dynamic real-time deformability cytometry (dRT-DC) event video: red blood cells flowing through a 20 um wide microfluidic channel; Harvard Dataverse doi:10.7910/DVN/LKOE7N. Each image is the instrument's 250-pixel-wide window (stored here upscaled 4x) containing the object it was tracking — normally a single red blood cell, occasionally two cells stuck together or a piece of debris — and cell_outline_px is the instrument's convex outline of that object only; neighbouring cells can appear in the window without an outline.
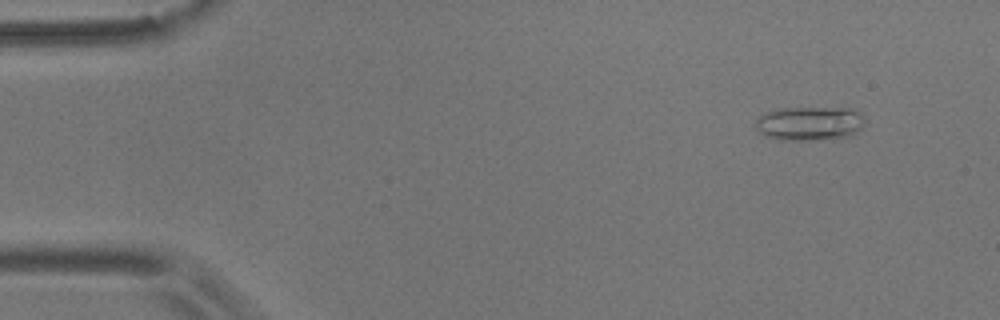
{"species": "common noctule bat (a hibernating species)", "species_latin": "Nyctalus noctula", "temperature_condition": "room temperature", "stored_images_in_passage": 43, "camera_frame_rate_fps": 3000, "um_per_image_px": 0.085, "animal": {"sex": "male", "body_mass_g": 17.9}, "frame": {"image": 1, "passage_image": 1, "time_ms": 0.0, "image_size_px": [1000, 320], "cell_outline_px": [[864, 124], [852, 136], [808, 140], [780, 140], [764, 136], [756, 128], [756, 120], [764, 112], [780, 108], [856, 108], [864, 116]], "centroid_in_image_um": [68.83, 10.48], "position_along_channel_um": 16.2, "area_um2": 21.85}}
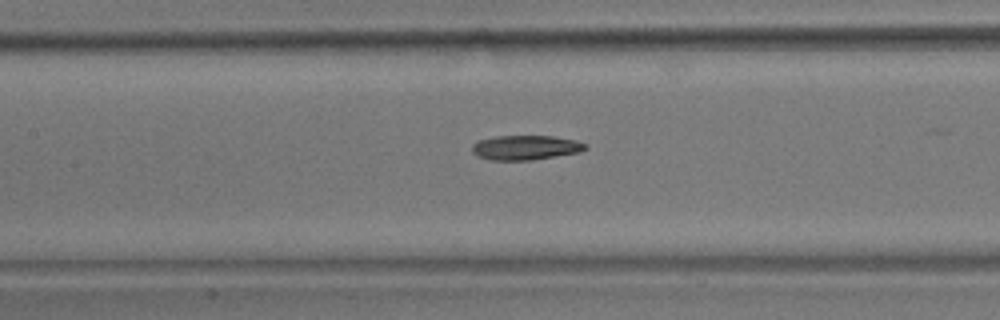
{"frame": {"image": 2, "passage_image": 21, "time_ms": 6.667, "image_size_px": [1000, 320], "cell_outline_px": [[588, 148], [580, 152], [532, 160], [492, 160], [476, 156], [472, 152], [472, 144], [480, 140], [496, 136], [552, 136], [576, 140], [588, 144]], "centroid_in_image_um": [44.69, 12.54], "position_along_channel_um": 162.7, "area_um2": 16.3}}
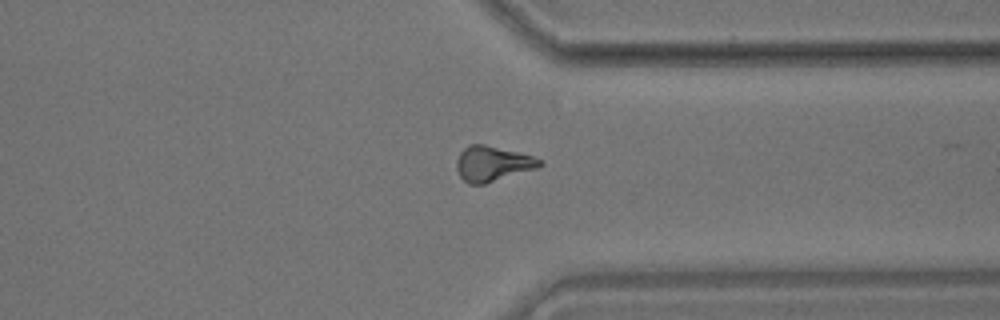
{"frame": {"image": 3, "passage_image": 38, "time_ms": 12.333, "image_size_px": [1000, 320], "cell_outline_px": [[544, 164], [536, 168], [484, 184], [468, 184], [460, 176], [456, 168], [456, 160], [460, 152], [468, 144], [484, 144], [532, 156], [544, 160]], "centroid_in_image_um": [41.84, 13.91], "position_along_channel_um": 369.6, "area_um2": 16.94}, "authors_computed_cell_mechanics": {"area_um2": 16.8776, "velocity_mm_per_s": 3.6725, "shape_relaxation_time_tau1_ms": null, "shape_relaxation_time_tau2_ms": 8.8803, "deformation_change_tau1": null, "deformation_change_tau2": 0.1995}}